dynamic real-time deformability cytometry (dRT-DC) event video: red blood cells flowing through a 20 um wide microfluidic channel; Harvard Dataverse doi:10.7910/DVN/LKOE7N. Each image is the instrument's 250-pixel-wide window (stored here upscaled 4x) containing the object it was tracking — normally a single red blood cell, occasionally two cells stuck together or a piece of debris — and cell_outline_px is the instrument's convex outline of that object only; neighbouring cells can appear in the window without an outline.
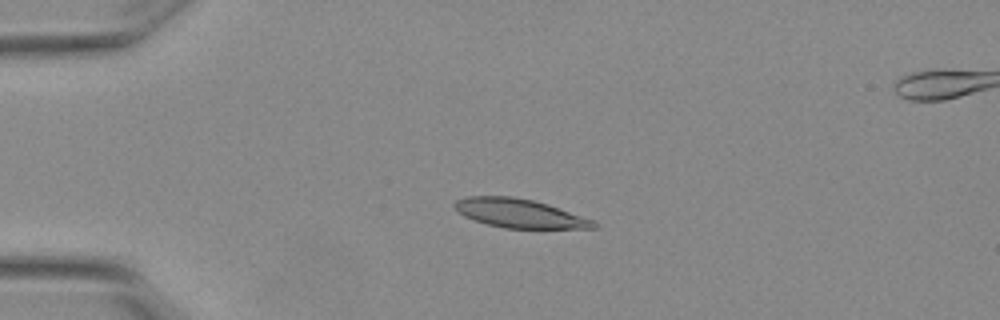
{"species": "Egyptian fruit bat (a non-hibernating species)", "species_latin": "Rousettus aegyptiacus", "temperature_condition": "warm", "stored_images_in_passage": 5, "camera_frame_rate_fps": 3000, "um_per_image_px": 0.085, "animal": {"sex": "female"}, "frame": {"image": 1, "passage_image": 3, "time_ms": 0.667, "image_size_px": [1000, 320], "cell_outline_px": [[600, 224], [596, 228], [504, 228], [472, 220], [464, 216], [452, 204], [456, 200], [468, 196], [512, 196], [532, 200], [548, 204], [592, 220]], "centroid_in_image_um": [44.13, 18.13], "position_along_channel_um": 40.9, "area_um2": 23.18}}
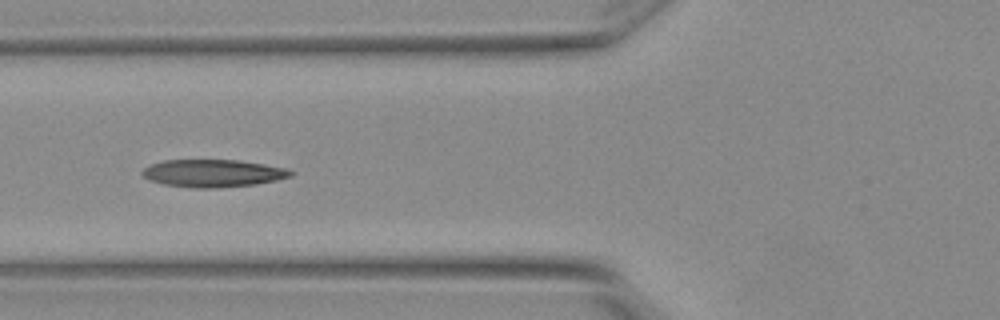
{"frame": {"image": 2, "passage_image": 5, "time_ms": 1.333, "image_size_px": [1000, 320], "cell_outline_px": [[296, 172], [292, 176], [276, 180], [256, 184], [216, 188], [192, 188], [164, 184], [148, 180], [140, 172], [148, 164], [164, 160], [240, 160], [288, 168]], "centroid_in_image_um": [18.11, 14.72], "position_along_channel_um": 107.7, "area_um2": 24.1}}